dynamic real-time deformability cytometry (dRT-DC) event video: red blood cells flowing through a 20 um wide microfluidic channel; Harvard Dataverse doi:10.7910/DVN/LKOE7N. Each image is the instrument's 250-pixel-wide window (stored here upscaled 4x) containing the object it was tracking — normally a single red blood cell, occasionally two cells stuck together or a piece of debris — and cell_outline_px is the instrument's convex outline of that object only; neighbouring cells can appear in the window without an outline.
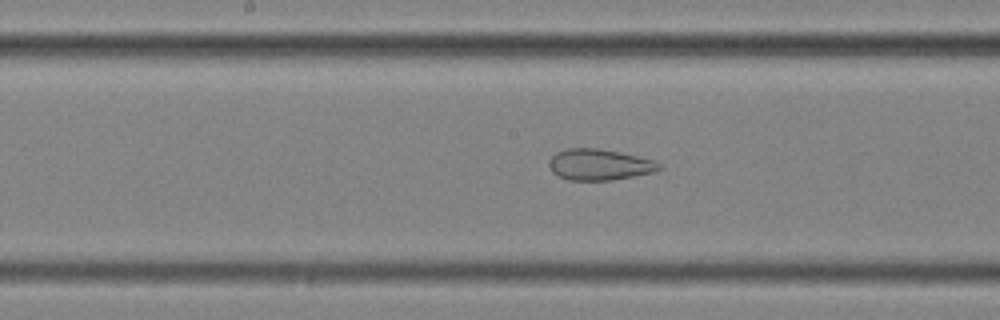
{"species": "common noctule bat (a hibernating species)", "species_latin": "Nyctalus noctula", "temperature_condition": "cold", "stored_images_in_passage": 39, "camera_frame_rate_fps": 3000, "um_per_image_px": 0.085, "animal": {"sex": "female", "body_mass_g": 25.1}, "frame": {"image": 1, "passage_image": 12, "time_ms": 3.667, "image_size_px": [1000, 320], "cell_outline_px": [[664, 168], [656, 172], [612, 180], [568, 180], [552, 172], [548, 164], [552, 156], [556, 152], [564, 148], [596, 148], [620, 152], [652, 160], [660, 164]], "centroid_in_image_um": [50.95, 13.99], "position_along_channel_um": 197.3, "area_um2": 20.0}}
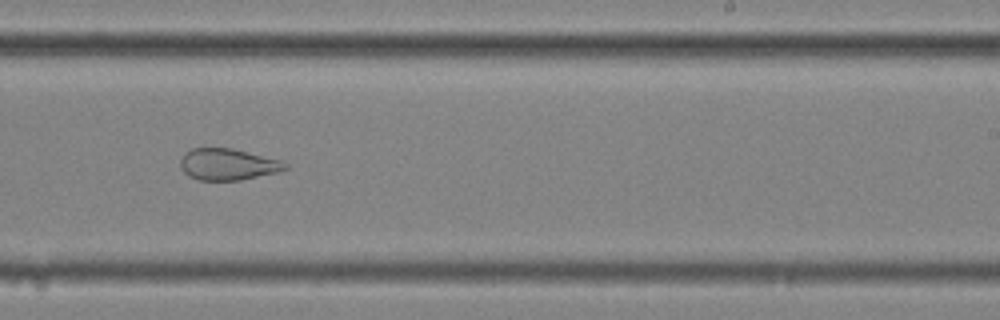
{"frame": {"image": 2, "passage_image": 18, "time_ms": 5.667, "image_size_px": [1000, 320], "cell_outline_px": [[288, 168], [280, 172], [240, 180], [200, 180], [188, 176], [180, 168], [180, 160], [184, 152], [192, 148], [232, 148], [284, 160], [288, 164]], "centroid_in_image_um": [19.4, 13.96], "position_along_channel_um": 269.6, "area_um2": 19.59}}
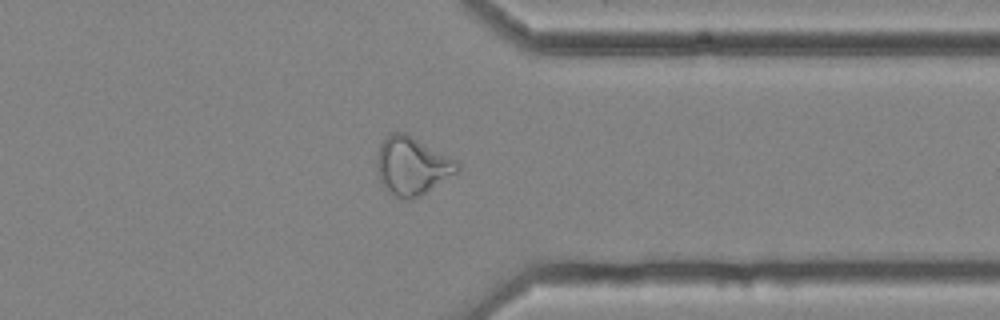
{"frame": {"image": 3, "passage_image": 27, "time_ms": 8.667, "image_size_px": [1000, 320], "cell_outline_px": [[460, 172], [420, 196], [412, 200], [404, 200], [388, 192], [380, 180], [376, 168], [376, 156], [380, 144], [388, 132], [404, 132], [412, 136], [456, 160], [460, 164]], "centroid_in_image_um": [35.02, 14.11], "position_along_channel_um": 376.4, "area_um2": 27.57}, "authors_computed_cell_mechanics": {"area_um2": 23.9292, "velocity_mm_per_s": 3.6298, "shape_relaxation_time_tau1_ms": null, "shape_relaxation_time_tau2_ms": 1.8648, "deformation_change_tau1": null, "deformation_change_tau2": 0.0992}}